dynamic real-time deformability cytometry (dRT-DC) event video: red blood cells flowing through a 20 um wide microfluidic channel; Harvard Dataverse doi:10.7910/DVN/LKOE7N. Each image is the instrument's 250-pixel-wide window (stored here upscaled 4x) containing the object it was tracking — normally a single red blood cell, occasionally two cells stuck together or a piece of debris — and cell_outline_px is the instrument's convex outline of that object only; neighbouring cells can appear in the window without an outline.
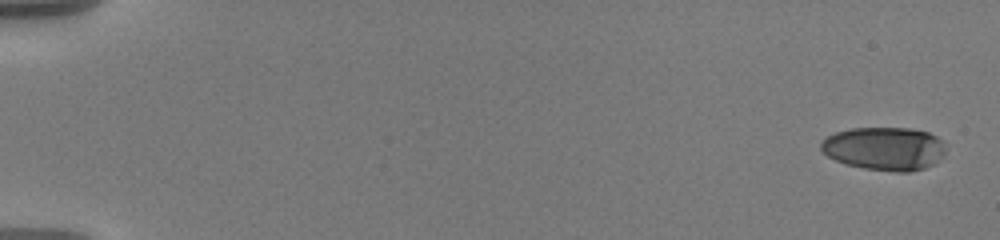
{"species": "human", "species_latin": "Homo sapiens", "temperature_condition": "warm", "stored_images_in_passage": 17, "camera_frame_rate_fps": 3000, "um_per_image_px": 0.085, "donor": {"sex": "male"}, "frame": {"image": 1, "passage_image": 1, "time_ms": 0.0, "image_size_px": [1000, 240], "cell_outline_px": [[944, 152], [932, 164], [924, 168], [908, 172], [896, 172], [864, 168], [844, 164], [828, 156], [820, 148], [820, 144], [828, 136], [836, 132], [852, 128], [908, 128], [928, 132], [936, 136], [940, 140], [944, 148]], "centroid_in_image_um": [75.14, 12.63], "position_along_channel_um": 9.9, "area_um2": 31.1}}
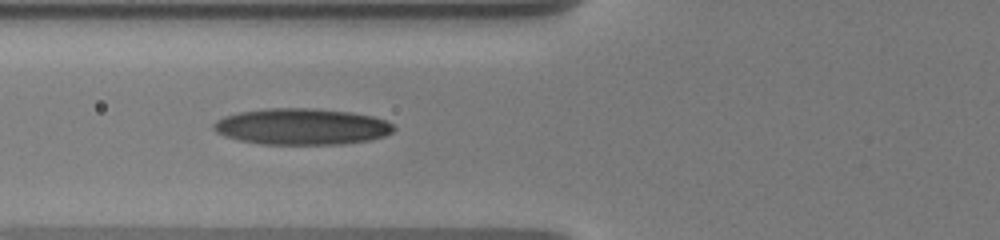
{"frame": {"image": 2, "passage_image": 12, "time_ms": 7.333, "image_size_px": [1000, 240], "cell_outline_px": [[396, 128], [392, 132], [384, 136], [368, 140], [340, 144], [260, 144], [240, 140], [224, 136], [216, 132], [212, 128], [212, 124], [216, 120], [224, 116], [240, 112], [268, 108], [312, 108], [352, 112], [372, 116], [384, 120], [392, 124]], "centroid_in_image_um": [25.62, 10.76], "position_along_channel_um": 100.2, "area_um2": 38.09}}
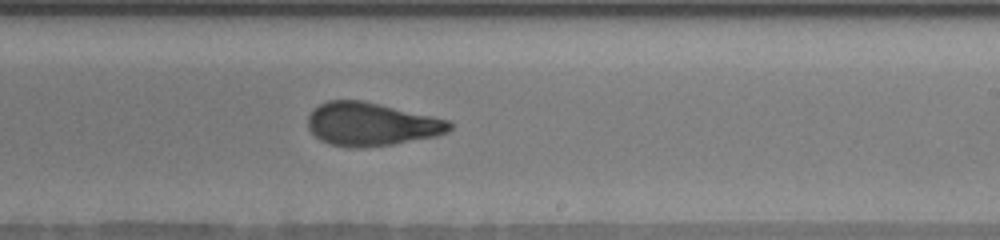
{"frame": {"image": 3, "passage_image": 17, "time_ms": 11.667, "image_size_px": [1000, 240], "cell_outline_px": [[452, 128], [448, 132], [436, 136], [392, 144], [364, 148], [348, 148], [328, 144], [320, 140], [308, 128], [308, 116], [312, 108], [328, 100], [364, 100], [452, 120]], "centroid_in_image_um": [31.57, 10.55], "position_along_channel_um": 257.4, "area_um2": 36.24}}